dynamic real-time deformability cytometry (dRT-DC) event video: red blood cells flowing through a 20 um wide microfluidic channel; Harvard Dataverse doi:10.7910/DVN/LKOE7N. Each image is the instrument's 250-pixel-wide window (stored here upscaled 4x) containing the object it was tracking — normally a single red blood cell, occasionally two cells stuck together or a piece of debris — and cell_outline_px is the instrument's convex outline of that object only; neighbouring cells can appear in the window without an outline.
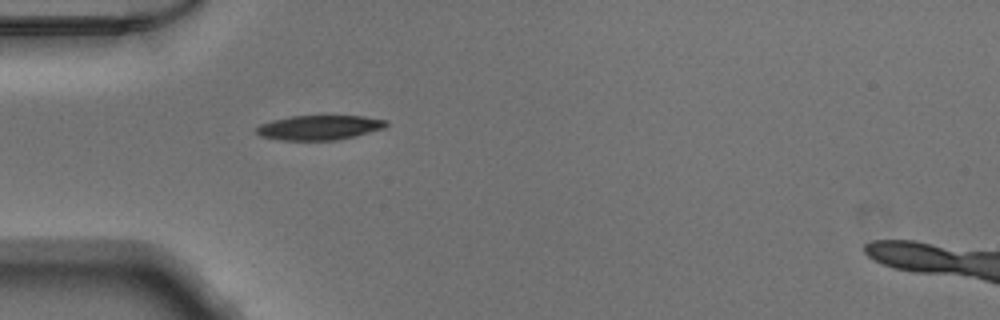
{"species": "Egyptian fruit bat (a non-hibernating species)", "species_latin": "Rousettus aegyptiacus", "temperature_condition": "warm", "stored_images_in_passage": 32, "camera_frame_rate_fps": 3000, "um_per_image_px": 0.085, "animal": {"sex": "male"}, "frame": {"image": 1, "passage_image": 1, "time_ms": 0.0, "image_size_px": [1000, 320], "cell_outline_px": [[388, 124], [384, 128], [356, 136], [336, 140], [280, 140], [260, 136], [256, 132], [256, 128], [260, 124], [272, 120], [292, 116], [364, 116], [388, 120]], "centroid_in_image_um": [27.15, 10.84], "position_along_channel_um": 57.8, "area_um2": 18.67}}
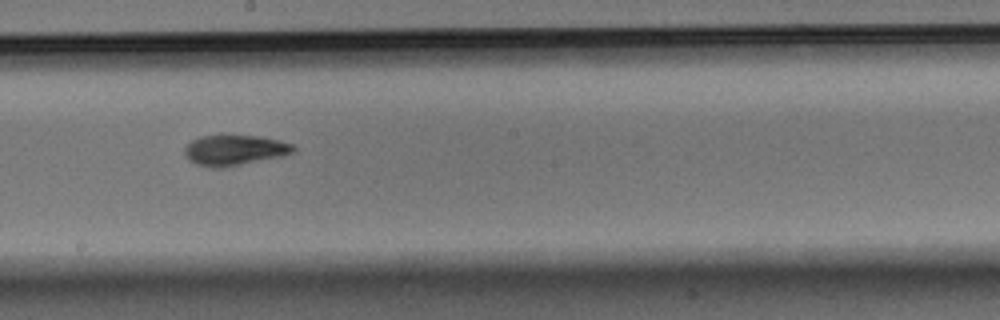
{"frame": {"image": 2, "passage_image": 14, "time_ms": 4.333, "image_size_px": [1000, 320], "cell_outline_px": [[296, 148], [292, 152], [280, 156], [224, 168], [212, 168], [196, 164], [188, 160], [184, 156], [184, 148], [192, 140], [200, 136], [256, 136], [280, 140], [292, 144]], "centroid_in_image_um": [19.88, 12.78], "position_along_channel_um": 228.3, "area_um2": 19.13}}
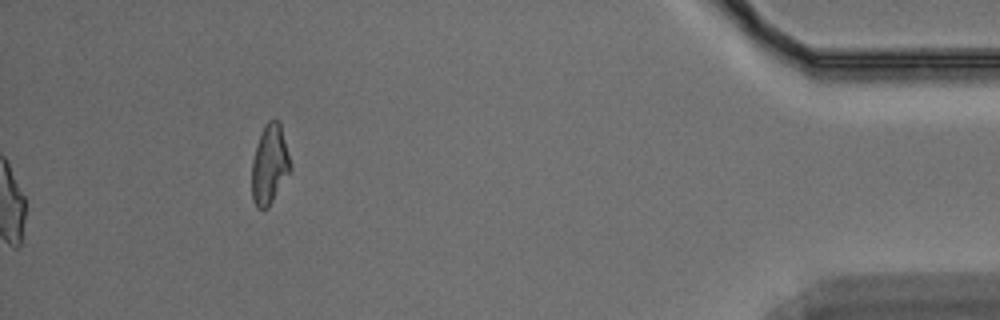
{"frame": {"image": 3, "passage_image": 32, "time_ms": 10.333, "image_size_px": [1000, 320], "cell_outline_px": [[292, 168], [268, 208], [256, 208], [252, 200], [252, 160], [256, 144], [268, 120], [280, 120], [292, 164]], "centroid_in_image_um": [22.93, 13.98], "position_along_channel_um": 412.3, "area_um2": 17.98}}